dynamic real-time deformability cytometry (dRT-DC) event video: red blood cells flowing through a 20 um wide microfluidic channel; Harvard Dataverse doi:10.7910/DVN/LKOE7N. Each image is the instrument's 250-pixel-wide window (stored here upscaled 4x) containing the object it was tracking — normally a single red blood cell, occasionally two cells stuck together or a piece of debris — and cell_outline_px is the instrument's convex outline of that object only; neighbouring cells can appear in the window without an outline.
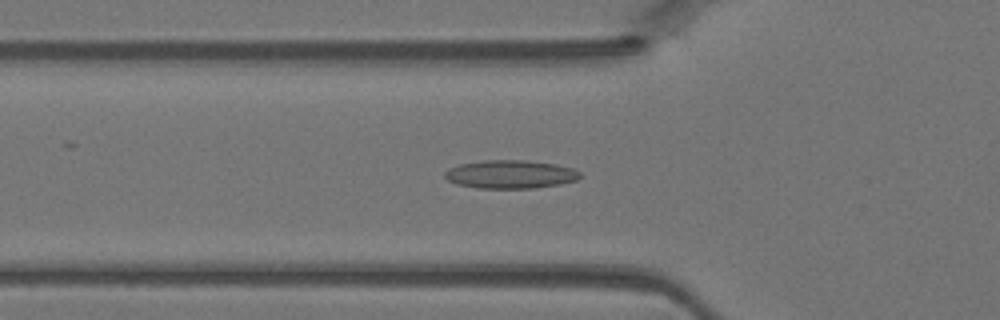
{"species": "Egyptian fruit bat (a non-hibernating species)", "species_latin": "Rousettus aegyptiacus", "temperature_condition": "warm", "stored_images_in_passage": 41, "camera_frame_rate_fps": 3000, "um_per_image_px": 0.085, "animal": {"sex": "female"}, "frame": {"image": 1, "passage_image": 12, "time_ms": 3.667, "image_size_px": [1000, 320], "cell_outline_px": [[580, 176], [576, 180], [560, 184], [536, 188], [476, 188], [456, 184], [448, 180], [444, 176], [444, 172], [448, 168], [460, 164], [484, 160], [524, 160], [556, 164], [572, 168], [580, 172]], "centroid_in_image_um": [43.36, 14.82], "position_along_channel_um": 82.4, "area_um2": 22.37}}
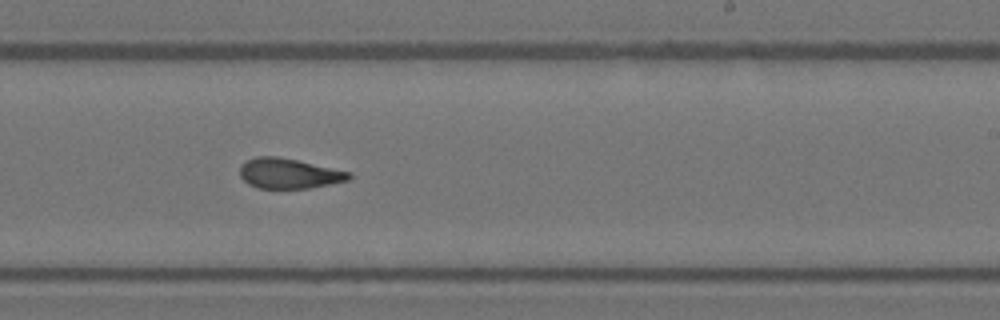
{"frame": {"image": 2, "passage_image": 24, "time_ms": 7.667, "image_size_px": [1000, 320], "cell_outline_px": [[352, 176], [348, 180], [312, 188], [256, 188], [248, 184], [240, 176], [240, 164], [244, 160], [256, 156], [276, 156], [296, 160], [352, 172]], "centroid_in_image_um": [24.53, 14.74], "position_along_channel_um": 264.5, "area_um2": 19.31}}
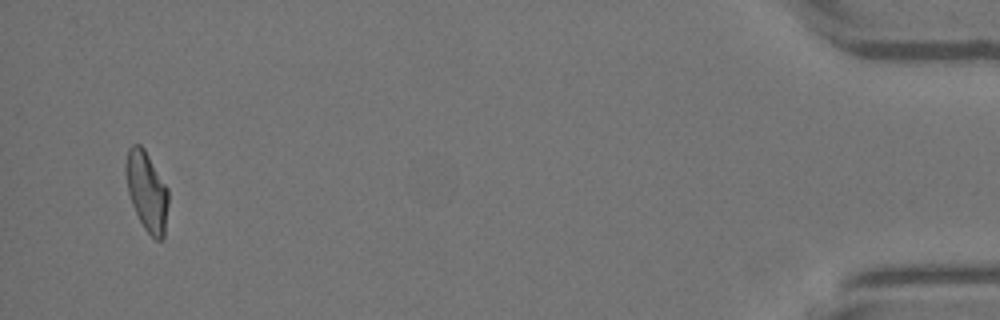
{"frame": {"image": 3, "passage_image": 40, "time_ms": 13.0, "image_size_px": [1000, 320], "cell_outline_px": [[168, 204], [164, 236], [160, 240], [156, 240], [144, 228], [132, 204], [128, 192], [124, 172], [124, 164], [128, 148], [132, 144], [140, 144], [144, 148], [168, 188]], "centroid_in_image_um": [12.46, 16.21], "position_along_channel_um": 422.7, "area_um2": 19.77}}